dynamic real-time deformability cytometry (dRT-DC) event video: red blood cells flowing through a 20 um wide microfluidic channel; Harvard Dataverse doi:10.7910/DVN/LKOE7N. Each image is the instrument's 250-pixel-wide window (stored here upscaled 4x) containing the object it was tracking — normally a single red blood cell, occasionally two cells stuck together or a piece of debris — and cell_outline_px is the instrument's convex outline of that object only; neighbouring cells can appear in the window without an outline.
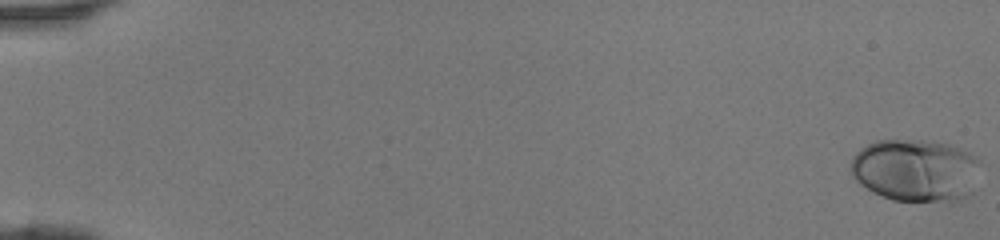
{"species": "human", "species_latin": "Homo sapiens", "temperature_condition": "room temperature", "stored_images_in_passage": 47, "camera_frame_rate_fps": 3000, "um_per_image_px": 0.085, "donor": {"sex": "female"}, "frame": {"image": 1, "passage_image": 1, "time_ms": 0.0, "image_size_px": [1000, 240], "cell_outline_px": [[980, 160], [972, 192], [968, 196], [956, 200], [892, 200], [872, 192], [860, 184], [848, 172], [848, 168], [852, 156], [860, 148], [876, 140], [924, 140], [948, 144], [972, 152]], "centroid_in_image_um": [77.78, 14.45], "position_along_channel_um": 7.2, "area_um2": 47.51}}
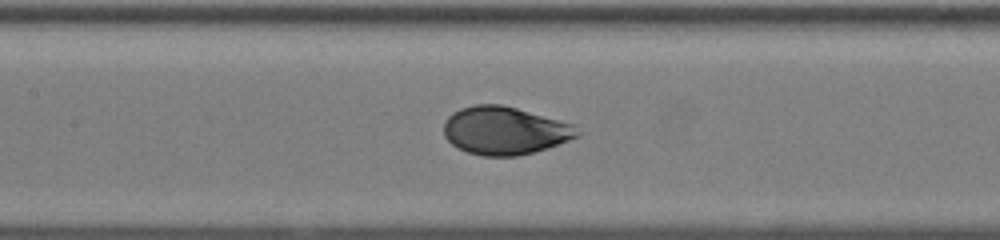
{"frame": {"image": 2, "passage_image": 24, "time_ms": 7.667, "image_size_px": [1000, 240], "cell_outline_px": [[584, 132], [580, 136], [532, 152], [516, 156], [484, 156], [468, 152], [452, 144], [444, 136], [444, 120], [452, 112], [460, 108], [476, 104], [500, 104], [516, 108], [576, 124]], "centroid_in_image_um": [42.93, 11.08], "position_along_channel_um": 164.5, "area_um2": 37.4}}
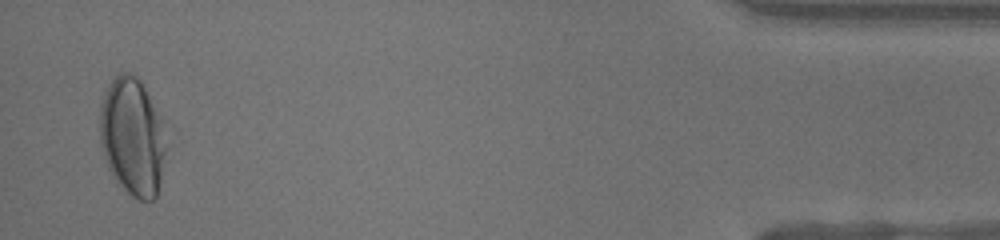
{"frame": {"image": 3, "passage_image": 46, "time_ms": 15.0, "image_size_px": [1000, 240], "cell_outline_px": [[168, 148], [160, 184], [156, 196], [152, 200], [140, 200], [132, 196], [116, 184], [108, 168], [100, 148], [100, 104], [108, 84], [120, 72], [128, 72], [136, 76], [140, 80], [168, 120]], "centroid_in_image_um": [11.33, 11.61], "position_along_channel_um": 423.9, "area_um2": 47.74}}